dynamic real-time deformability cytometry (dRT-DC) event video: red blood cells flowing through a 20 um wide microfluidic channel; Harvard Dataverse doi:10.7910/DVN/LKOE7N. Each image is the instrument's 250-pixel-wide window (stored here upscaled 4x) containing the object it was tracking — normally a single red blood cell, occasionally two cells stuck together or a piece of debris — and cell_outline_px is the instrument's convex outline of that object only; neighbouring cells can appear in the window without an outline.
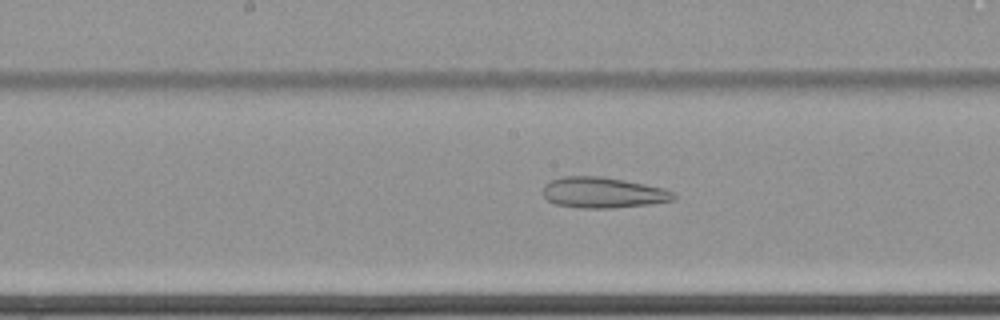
{"species": "common noctule bat (a hibernating species)", "species_latin": "Nyctalus noctula", "temperature_condition": "cold", "stored_images_in_passage": 64, "camera_frame_rate_fps": 3000, "um_per_image_px": 0.085, "animal": {"sex": "female", "body_mass_g": 22.7, "forearm_length_mm": 54.2}, "frame": {"image": 1, "passage_image": 36, "time_ms": 11.667, "image_size_px": [1000, 320], "cell_outline_px": [[676, 196], [672, 200], [648, 204], [608, 208], [580, 208], [556, 204], [548, 200], [544, 196], [544, 184], [552, 180], [564, 176], [600, 176], [624, 180], [664, 188], [676, 192]], "centroid_in_image_um": [51.26, 16.36], "position_along_channel_um": 196.9, "area_um2": 23.24}}
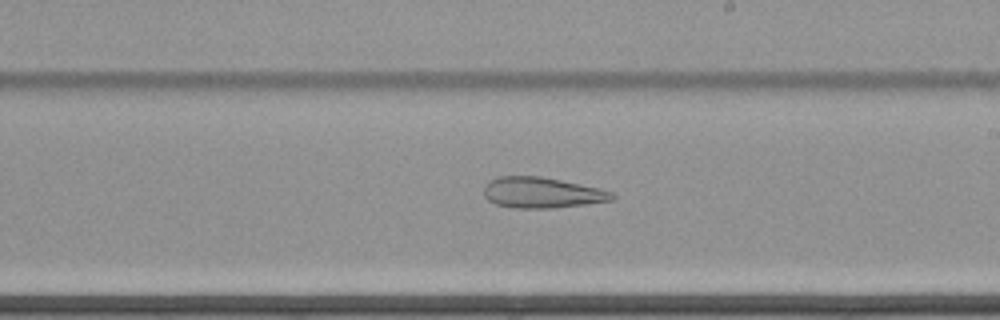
{"frame": {"image": 2, "passage_image": 40, "time_ms": 13.0, "image_size_px": [1000, 320], "cell_outline_px": [[616, 196], [612, 200], [588, 204], [552, 208], [516, 208], [496, 204], [488, 200], [484, 196], [484, 188], [492, 180], [500, 176], [540, 176], [600, 188], [612, 192]], "centroid_in_image_um": [46.09, 16.38], "position_along_channel_um": 242.9, "area_um2": 22.83}}
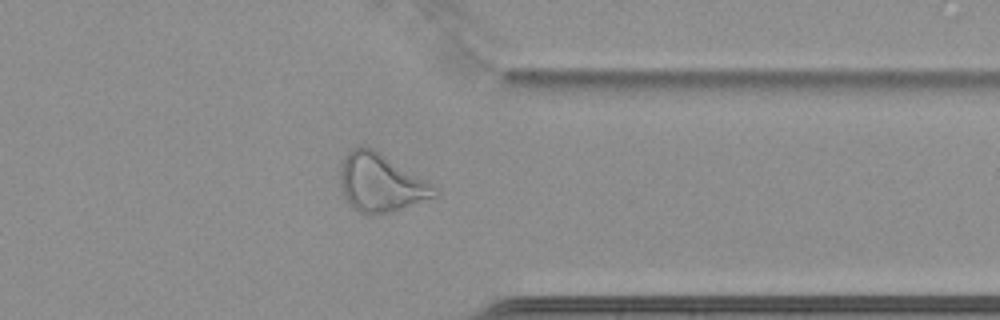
{"frame": {"image": 3, "passage_image": 52, "time_ms": 17.0, "image_size_px": [1000, 320], "cell_outline_px": [[440, 196], [392, 212], [368, 216], [352, 208], [348, 204], [344, 196], [340, 184], [340, 164], [348, 152], [356, 144], [372, 148], [380, 152], [428, 180], [440, 192]], "centroid_in_image_um": [32.38, 15.55], "position_along_channel_um": 379.0, "area_um2": 32.66}}